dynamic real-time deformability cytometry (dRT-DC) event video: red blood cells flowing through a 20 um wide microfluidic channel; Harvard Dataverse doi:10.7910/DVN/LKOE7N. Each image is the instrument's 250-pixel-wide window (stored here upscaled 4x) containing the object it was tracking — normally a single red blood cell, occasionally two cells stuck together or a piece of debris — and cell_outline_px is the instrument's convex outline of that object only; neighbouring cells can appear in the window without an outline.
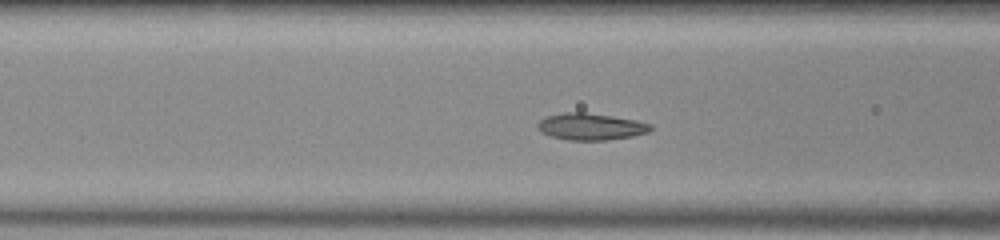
{"species": "common noctule bat (a hibernating species)", "species_latin": "Nyctalus noctula", "temperature_condition": "room temperature", "stored_images_in_passage": 53, "camera_frame_rate_fps": 3000, "um_per_image_px": 0.085, "animal": {"sex": "male", "body_mass_g": 20.0, "forearm_length_mm": 53.3}, "frame": {"image": 1, "passage_image": 18, "time_ms": 5.667, "image_size_px": [1000, 240], "cell_outline_px": [[652, 128], [648, 132], [632, 136], [608, 140], [568, 140], [552, 136], [540, 132], [536, 128], [536, 124], [540, 120], [548, 116], [564, 112], [584, 112], [612, 116], [652, 124]], "centroid_in_image_um": [50.17, 10.76], "position_along_channel_um": 116.4, "area_um2": 17.51}}
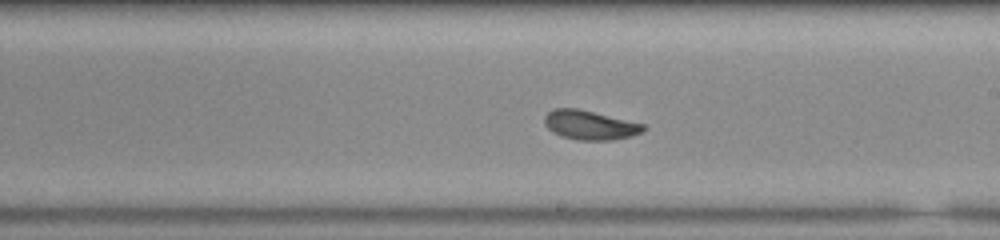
{"frame": {"image": 2, "passage_image": 28, "time_ms": 9.0, "image_size_px": [1000, 240], "cell_outline_px": [[648, 128], [644, 132], [632, 136], [612, 140], [576, 140], [560, 136], [552, 132], [544, 124], [544, 116], [548, 112], [556, 108], [576, 108], [644, 124]], "centroid_in_image_um": [50.15, 10.64], "position_along_channel_um": 238.9, "area_um2": 16.94}}
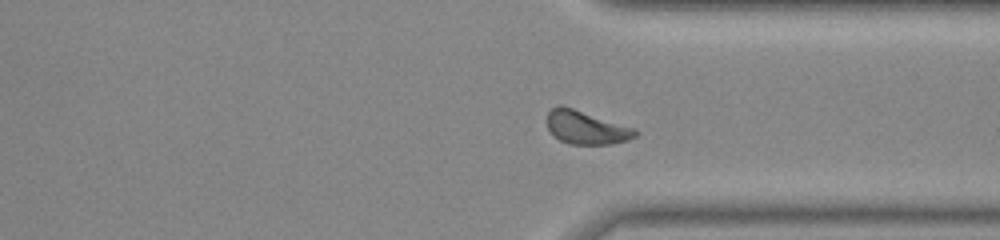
{"frame": {"image": 3, "passage_image": 38, "time_ms": 12.333, "image_size_px": [1000, 240], "cell_outline_px": [[640, 132], [636, 136], [628, 140], [612, 144], [568, 144], [560, 140], [548, 128], [548, 112], [552, 108], [560, 104], [636, 128]], "centroid_in_image_um": [49.87, 10.84], "position_along_channel_um": 361.5, "area_um2": 17.11}, "authors_computed_cell_mechanics": {"area_um2": 16.9932, "velocity_mm_per_s": 3.6783, "shape_relaxation_time_tau1_ms": 3.1338, "shape_relaxation_time_tau2_ms": 1.8462, "deformation_change_tau1": 0.1136, "deformation_change_tau2": 0.0548}}